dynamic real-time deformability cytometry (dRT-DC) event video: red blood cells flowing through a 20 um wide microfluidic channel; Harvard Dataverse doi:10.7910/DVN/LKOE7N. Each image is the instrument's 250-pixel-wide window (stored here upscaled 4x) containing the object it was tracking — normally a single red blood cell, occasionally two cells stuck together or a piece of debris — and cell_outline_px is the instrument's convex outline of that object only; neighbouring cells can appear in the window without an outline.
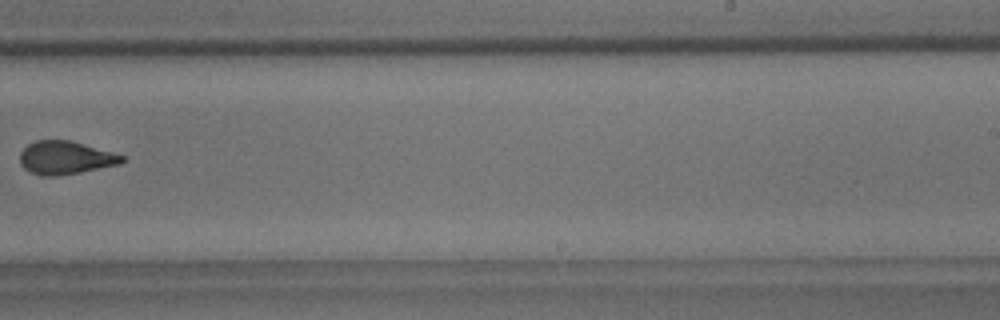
{"species": "common noctule bat (a hibernating species)", "species_latin": "Nyctalus noctula", "temperature_condition": "room temperature", "stored_images_in_passage": 11, "camera_frame_rate_fps": 3000, "um_per_image_px": 0.085, "animal": {"sex": "male", "body_mass_g": 18.8}, "frame": {"image": 1, "passage_image": 10, "time_ms": 3.0, "image_size_px": [1000, 320], "cell_outline_px": [[124, 160], [120, 164], [80, 172], [56, 176], [40, 176], [24, 168], [20, 164], [20, 152], [28, 144], [36, 140], [72, 140], [112, 152], [124, 156]], "centroid_in_image_um": [5.54, 13.4], "position_along_channel_um": 283.5, "area_um2": 19.71}}